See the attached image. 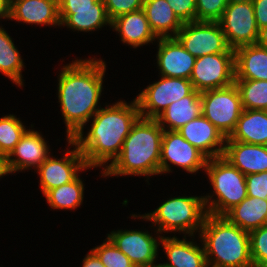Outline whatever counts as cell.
<instances>
[{"instance_id": "1", "label": "cell", "mask_w": 267, "mask_h": 267, "mask_svg": "<svg viewBox=\"0 0 267 267\" xmlns=\"http://www.w3.org/2000/svg\"><path fill=\"white\" fill-rule=\"evenodd\" d=\"M96 58L78 59L63 66L58 75V100L66 124L67 139L83 133L92 119L103 90L106 63Z\"/></svg>"}, {"instance_id": "2", "label": "cell", "mask_w": 267, "mask_h": 267, "mask_svg": "<svg viewBox=\"0 0 267 267\" xmlns=\"http://www.w3.org/2000/svg\"><path fill=\"white\" fill-rule=\"evenodd\" d=\"M140 117L139 106L134 99L131 103L120 100L113 105H106L93 116L87 136L77 133L71 140L82 153L87 167H105L112 164L121 153L124 140L133 124Z\"/></svg>"}, {"instance_id": "3", "label": "cell", "mask_w": 267, "mask_h": 267, "mask_svg": "<svg viewBox=\"0 0 267 267\" xmlns=\"http://www.w3.org/2000/svg\"><path fill=\"white\" fill-rule=\"evenodd\" d=\"M164 129L156 119L139 117L123 143L119 156L107 165L102 176L160 174V154Z\"/></svg>"}, {"instance_id": "4", "label": "cell", "mask_w": 267, "mask_h": 267, "mask_svg": "<svg viewBox=\"0 0 267 267\" xmlns=\"http://www.w3.org/2000/svg\"><path fill=\"white\" fill-rule=\"evenodd\" d=\"M200 232L208 267H254L249 232L225 216L207 213Z\"/></svg>"}, {"instance_id": "5", "label": "cell", "mask_w": 267, "mask_h": 267, "mask_svg": "<svg viewBox=\"0 0 267 267\" xmlns=\"http://www.w3.org/2000/svg\"><path fill=\"white\" fill-rule=\"evenodd\" d=\"M205 173L209 177L213 194L203 196L207 213L224 216L247 197L246 175L223 156L208 159Z\"/></svg>"}, {"instance_id": "6", "label": "cell", "mask_w": 267, "mask_h": 267, "mask_svg": "<svg viewBox=\"0 0 267 267\" xmlns=\"http://www.w3.org/2000/svg\"><path fill=\"white\" fill-rule=\"evenodd\" d=\"M206 215L203 196H179L169 198L152 213L139 214L138 218L151 221L154 226L157 224L158 234L179 231L191 237L197 230L200 233Z\"/></svg>"}, {"instance_id": "7", "label": "cell", "mask_w": 267, "mask_h": 267, "mask_svg": "<svg viewBox=\"0 0 267 267\" xmlns=\"http://www.w3.org/2000/svg\"><path fill=\"white\" fill-rule=\"evenodd\" d=\"M200 97L202 115L228 138L243 112L241 95L236 84L206 90L200 93Z\"/></svg>"}, {"instance_id": "8", "label": "cell", "mask_w": 267, "mask_h": 267, "mask_svg": "<svg viewBox=\"0 0 267 267\" xmlns=\"http://www.w3.org/2000/svg\"><path fill=\"white\" fill-rule=\"evenodd\" d=\"M217 22L232 50L262 42V33L256 24L252 1L229 2Z\"/></svg>"}, {"instance_id": "9", "label": "cell", "mask_w": 267, "mask_h": 267, "mask_svg": "<svg viewBox=\"0 0 267 267\" xmlns=\"http://www.w3.org/2000/svg\"><path fill=\"white\" fill-rule=\"evenodd\" d=\"M194 90L189 79L161 76L138 94L136 101L140 116L155 119L170 104L189 95Z\"/></svg>"}, {"instance_id": "10", "label": "cell", "mask_w": 267, "mask_h": 267, "mask_svg": "<svg viewBox=\"0 0 267 267\" xmlns=\"http://www.w3.org/2000/svg\"><path fill=\"white\" fill-rule=\"evenodd\" d=\"M198 92L232 85L235 82L234 50L196 58L191 77Z\"/></svg>"}, {"instance_id": "11", "label": "cell", "mask_w": 267, "mask_h": 267, "mask_svg": "<svg viewBox=\"0 0 267 267\" xmlns=\"http://www.w3.org/2000/svg\"><path fill=\"white\" fill-rule=\"evenodd\" d=\"M175 38L192 56L225 53L229 46L218 22L193 21L184 23Z\"/></svg>"}, {"instance_id": "12", "label": "cell", "mask_w": 267, "mask_h": 267, "mask_svg": "<svg viewBox=\"0 0 267 267\" xmlns=\"http://www.w3.org/2000/svg\"><path fill=\"white\" fill-rule=\"evenodd\" d=\"M208 158L186 141L178 131L164 130L160 154V174L172 172L170 164L189 173L206 167ZM170 162V164H168Z\"/></svg>"}, {"instance_id": "13", "label": "cell", "mask_w": 267, "mask_h": 267, "mask_svg": "<svg viewBox=\"0 0 267 267\" xmlns=\"http://www.w3.org/2000/svg\"><path fill=\"white\" fill-rule=\"evenodd\" d=\"M68 145L75 146L68 150L63 158L48 157L36 170L40 176V188L45 195L49 190L73 181L79 174L78 171L89 169L77 145L67 139Z\"/></svg>"}, {"instance_id": "14", "label": "cell", "mask_w": 267, "mask_h": 267, "mask_svg": "<svg viewBox=\"0 0 267 267\" xmlns=\"http://www.w3.org/2000/svg\"><path fill=\"white\" fill-rule=\"evenodd\" d=\"M107 238L121 251L136 267L151 266L155 264L158 255L156 237L147 231L118 230L112 231Z\"/></svg>"}, {"instance_id": "15", "label": "cell", "mask_w": 267, "mask_h": 267, "mask_svg": "<svg viewBox=\"0 0 267 267\" xmlns=\"http://www.w3.org/2000/svg\"><path fill=\"white\" fill-rule=\"evenodd\" d=\"M47 142L38 131L27 129L11 153L6 157L9 174L38 168L50 155Z\"/></svg>"}, {"instance_id": "16", "label": "cell", "mask_w": 267, "mask_h": 267, "mask_svg": "<svg viewBox=\"0 0 267 267\" xmlns=\"http://www.w3.org/2000/svg\"><path fill=\"white\" fill-rule=\"evenodd\" d=\"M157 64L161 76L190 79L196 57L192 56L175 37L159 38Z\"/></svg>"}, {"instance_id": "17", "label": "cell", "mask_w": 267, "mask_h": 267, "mask_svg": "<svg viewBox=\"0 0 267 267\" xmlns=\"http://www.w3.org/2000/svg\"><path fill=\"white\" fill-rule=\"evenodd\" d=\"M177 131L208 159L223 156L226 138L203 115L191 120Z\"/></svg>"}, {"instance_id": "18", "label": "cell", "mask_w": 267, "mask_h": 267, "mask_svg": "<svg viewBox=\"0 0 267 267\" xmlns=\"http://www.w3.org/2000/svg\"><path fill=\"white\" fill-rule=\"evenodd\" d=\"M10 19L36 25L61 26L58 0H12Z\"/></svg>"}, {"instance_id": "19", "label": "cell", "mask_w": 267, "mask_h": 267, "mask_svg": "<svg viewBox=\"0 0 267 267\" xmlns=\"http://www.w3.org/2000/svg\"><path fill=\"white\" fill-rule=\"evenodd\" d=\"M223 157L244 175L267 171V146L225 141Z\"/></svg>"}, {"instance_id": "20", "label": "cell", "mask_w": 267, "mask_h": 267, "mask_svg": "<svg viewBox=\"0 0 267 267\" xmlns=\"http://www.w3.org/2000/svg\"><path fill=\"white\" fill-rule=\"evenodd\" d=\"M111 28L120 34L122 43L133 48L159 39L152 31L143 9L118 16L111 21Z\"/></svg>"}, {"instance_id": "21", "label": "cell", "mask_w": 267, "mask_h": 267, "mask_svg": "<svg viewBox=\"0 0 267 267\" xmlns=\"http://www.w3.org/2000/svg\"><path fill=\"white\" fill-rule=\"evenodd\" d=\"M235 79L267 81V43L242 46L234 50Z\"/></svg>"}, {"instance_id": "22", "label": "cell", "mask_w": 267, "mask_h": 267, "mask_svg": "<svg viewBox=\"0 0 267 267\" xmlns=\"http://www.w3.org/2000/svg\"><path fill=\"white\" fill-rule=\"evenodd\" d=\"M159 239L170 261L161 263L162 267H208L204 247L186 240L185 235L182 240L175 236H159Z\"/></svg>"}, {"instance_id": "23", "label": "cell", "mask_w": 267, "mask_h": 267, "mask_svg": "<svg viewBox=\"0 0 267 267\" xmlns=\"http://www.w3.org/2000/svg\"><path fill=\"white\" fill-rule=\"evenodd\" d=\"M61 26H67L77 31L90 32L105 25L111 27L103 0H98L92 7L59 8Z\"/></svg>"}, {"instance_id": "24", "label": "cell", "mask_w": 267, "mask_h": 267, "mask_svg": "<svg viewBox=\"0 0 267 267\" xmlns=\"http://www.w3.org/2000/svg\"><path fill=\"white\" fill-rule=\"evenodd\" d=\"M200 115H202L200 92L194 89L189 95L170 104L155 119L164 130L177 131Z\"/></svg>"}, {"instance_id": "25", "label": "cell", "mask_w": 267, "mask_h": 267, "mask_svg": "<svg viewBox=\"0 0 267 267\" xmlns=\"http://www.w3.org/2000/svg\"><path fill=\"white\" fill-rule=\"evenodd\" d=\"M226 141L267 146V110L243 109L235 129Z\"/></svg>"}, {"instance_id": "26", "label": "cell", "mask_w": 267, "mask_h": 267, "mask_svg": "<svg viewBox=\"0 0 267 267\" xmlns=\"http://www.w3.org/2000/svg\"><path fill=\"white\" fill-rule=\"evenodd\" d=\"M142 9L158 38L175 37L184 24L167 0H144Z\"/></svg>"}, {"instance_id": "27", "label": "cell", "mask_w": 267, "mask_h": 267, "mask_svg": "<svg viewBox=\"0 0 267 267\" xmlns=\"http://www.w3.org/2000/svg\"><path fill=\"white\" fill-rule=\"evenodd\" d=\"M224 216L234 225L251 232L267 224V199L247 196Z\"/></svg>"}, {"instance_id": "28", "label": "cell", "mask_w": 267, "mask_h": 267, "mask_svg": "<svg viewBox=\"0 0 267 267\" xmlns=\"http://www.w3.org/2000/svg\"><path fill=\"white\" fill-rule=\"evenodd\" d=\"M23 60L10 35L0 27V72L22 87Z\"/></svg>"}, {"instance_id": "29", "label": "cell", "mask_w": 267, "mask_h": 267, "mask_svg": "<svg viewBox=\"0 0 267 267\" xmlns=\"http://www.w3.org/2000/svg\"><path fill=\"white\" fill-rule=\"evenodd\" d=\"M84 184L80 175L73 181L49 190L44 196L52 209H76L83 202Z\"/></svg>"}, {"instance_id": "30", "label": "cell", "mask_w": 267, "mask_h": 267, "mask_svg": "<svg viewBox=\"0 0 267 267\" xmlns=\"http://www.w3.org/2000/svg\"><path fill=\"white\" fill-rule=\"evenodd\" d=\"M243 109L267 110V81L235 79Z\"/></svg>"}, {"instance_id": "31", "label": "cell", "mask_w": 267, "mask_h": 267, "mask_svg": "<svg viewBox=\"0 0 267 267\" xmlns=\"http://www.w3.org/2000/svg\"><path fill=\"white\" fill-rule=\"evenodd\" d=\"M26 132V127L15 117L6 115L0 118V152L7 157L14 149L20 138Z\"/></svg>"}, {"instance_id": "32", "label": "cell", "mask_w": 267, "mask_h": 267, "mask_svg": "<svg viewBox=\"0 0 267 267\" xmlns=\"http://www.w3.org/2000/svg\"><path fill=\"white\" fill-rule=\"evenodd\" d=\"M92 251L105 267H136L108 238L103 244L93 248Z\"/></svg>"}, {"instance_id": "33", "label": "cell", "mask_w": 267, "mask_h": 267, "mask_svg": "<svg viewBox=\"0 0 267 267\" xmlns=\"http://www.w3.org/2000/svg\"><path fill=\"white\" fill-rule=\"evenodd\" d=\"M250 253L254 267H267V224L249 232Z\"/></svg>"}, {"instance_id": "34", "label": "cell", "mask_w": 267, "mask_h": 267, "mask_svg": "<svg viewBox=\"0 0 267 267\" xmlns=\"http://www.w3.org/2000/svg\"><path fill=\"white\" fill-rule=\"evenodd\" d=\"M229 0H196V21L217 22Z\"/></svg>"}, {"instance_id": "35", "label": "cell", "mask_w": 267, "mask_h": 267, "mask_svg": "<svg viewBox=\"0 0 267 267\" xmlns=\"http://www.w3.org/2000/svg\"><path fill=\"white\" fill-rule=\"evenodd\" d=\"M108 17L113 19L143 7L144 0H103Z\"/></svg>"}, {"instance_id": "36", "label": "cell", "mask_w": 267, "mask_h": 267, "mask_svg": "<svg viewBox=\"0 0 267 267\" xmlns=\"http://www.w3.org/2000/svg\"><path fill=\"white\" fill-rule=\"evenodd\" d=\"M247 196L267 199V171L246 175Z\"/></svg>"}, {"instance_id": "37", "label": "cell", "mask_w": 267, "mask_h": 267, "mask_svg": "<svg viewBox=\"0 0 267 267\" xmlns=\"http://www.w3.org/2000/svg\"><path fill=\"white\" fill-rule=\"evenodd\" d=\"M167 2L183 23L196 21V0H167Z\"/></svg>"}, {"instance_id": "38", "label": "cell", "mask_w": 267, "mask_h": 267, "mask_svg": "<svg viewBox=\"0 0 267 267\" xmlns=\"http://www.w3.org/2000/svg\"><path fill=\"white\" fill-rule=\"evenodd\" d=\"M252 4L257 27L262 33L267 28V0H252Z\"/></svg>"}, {"instance_id": "39", "label": "cell", "mask_w": 267, "mask_h": 267, "mask_svg": "<svg viewBox=\"0 0 267 267\" xmlns=\"http://www.w3.org/2000/svg\"><path fill=\"white\" fill-rule=\"evenodd\" d=\"M98 0H58L59 8L92 7Z\"/></svg>"}, {"instance_id": "40", "label": "cell", "mask_w": 267, "mask_h": 267, "mask_svg": "<svg viewBox=\"0 0 267 267\" xmlns=\"http://www.w3.org/2000/svg\"><path fill=\"white\" fill-rule=\"evenodd\" d=\"M82 262V267H105L92 250L84 257Z\"/></svg>"}, {"instance_id": "41", "label": "cell", "mask_w": 267, "mask_h": 267, "mask_svg": "<svg viewBox=\"0 0 267 267\" xmlns=\"http://www.w3.org/2000/svg\"><path fill=\"white\" fill-rule=\"evenodd\" d=\"M10 16V1L9 0H0V19L7 18Z\"/></svg>"}, {"instance_id": "42", "label": "cell", "mask_w": 267, "mask_h": 267, "mask_svg": "<svg viewBox=\"0 0 267 267\" xmlns=\"http://www.w3.org/2000/svg\"><path fill=\"white\" fill-rule=\"evenodd\" d=\"M9 174L6 167V157L3 154H0V177Z\"/></svg>"}, {"instance_id": "43", "label": "cell", "mask_w": 267, "mask_h": 267, "mask_svg": "<svg viewBox=\"0 0 267 267\" xmlns=\"http://www.w3.org/2000/svg\"><path fill=\"white\" fill-rule=\"evenodd\" d=\"M262 42L267 43V28L262 32Z\"/></svg>"}, {"instance_id": "44", "label": "cell", "mask_w": 267, "mask_h": 267, "mask_svg": "<svg viewBox=\"0 0 267 267\" xmlns=\"http://www.w3.org/2000/svg\"><path fill=\"white\" fill-rule=\"evenodd\" d=\"M252 0H229V2H250Z\"/></svg>"}, {"instance_id": "45", "label": "cell", "mask_w": 267, "mask_h": 267, "mask_svg": "<svg viewBox=\"0 0 267 267\" xmlns=\"http://www.w3.org/2000/svg\"><path fill=\"white\" fill-rule=\"evenodd\" d=\"M144 267H162L161 264H154V265H151V266H144Z\"/></svg>"}]
</instances>
